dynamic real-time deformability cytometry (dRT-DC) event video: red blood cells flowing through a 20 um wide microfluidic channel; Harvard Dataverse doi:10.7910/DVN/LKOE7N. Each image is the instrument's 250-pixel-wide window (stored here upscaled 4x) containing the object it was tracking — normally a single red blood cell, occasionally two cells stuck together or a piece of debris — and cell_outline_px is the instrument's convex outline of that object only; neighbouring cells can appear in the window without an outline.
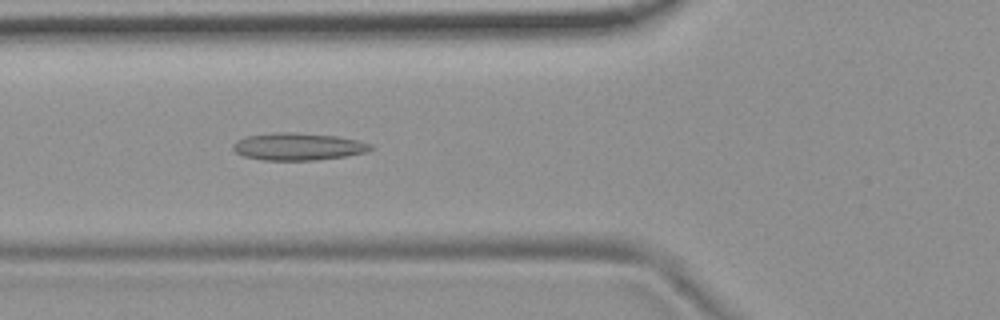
{"species": "common noctule bat (a hibernating species)", "species_latin": "Nyctalus noctula", "temperature_condition": "room temperature", "stored_images_in_passage": 40, "camera_frame_rate_fps": 3000, "um_per_image_px": 0.085, "animal": {"sex": "female", "body_mass_g": 19.9}, "frame": {"image": 1, "passage_image": 6, "time_ms": 1.667, "image_size_px": [1000, 320], "cell_outline_px": [[372, 148], [364, 152], [348, 156], [316, 160], [264, 160], [244, 156], [236, 152], [232, 148], [232, 144], [236, 140], [248, 136], [272, 132], [292, 132], [336, 136], [356, 140], [372, 144]], "centroid_in_image_um": [25.31, 12.46], "position_along_channel_um": 100.5, "area_um2": 21.85}}
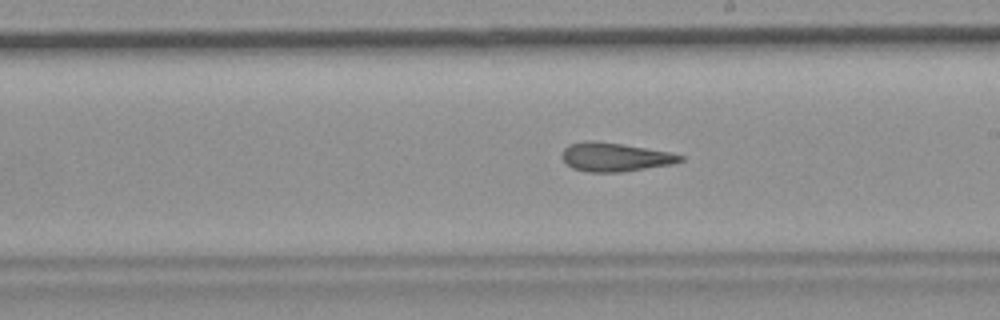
{"frame": {"image": 2, "passage_image": 17, "time_ms": 5.333, "image_size_px": [1000, 320], "cell_outline_px": [[684, 160], [672, 164], [620, 172], [588, 172], [572, 168], [560, 156], [564, 148], [568, 144], [588, 140], [592, 140], [620, 144], [668, 152], [684, 156]], "centroid_in_image_um": [52.22, 13.35], "position_along_channel_um": 236.8, "area_um2": 19.59}}
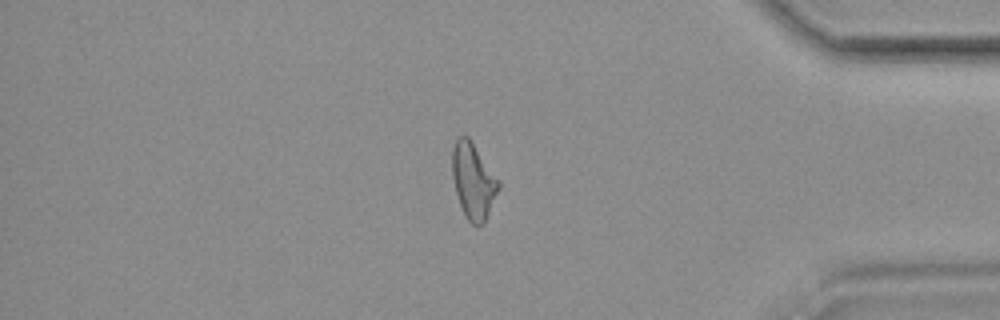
{"frame": {"image": 3, "passage_image": 32, "time_ms": 10.333, "image_size_px": [1000, 320], "cell_outline_px": [[500, 188], [484, 224], [472, 224], [468, 220], [460, 204], [456, 192], [452, 176], [452, 148], [456, 140], [460, 136], [468, 136], [500, 180]], "centroid_in_image_um": [40.24, 15.36], "position_along_channel_um": 395.0, "area_um2": 20.4}, "authors_computed_cell_mechanics": {"area_um2": 20.1144, "velocity_mm_per_s": 3.7212, "shape_relaxation_time_tau1_ms": null, "shape_relaxation_time_tau2_ms": 4.5645, "deformation_change_tau1": null, "deformation_change_tau2": 0.1647}}